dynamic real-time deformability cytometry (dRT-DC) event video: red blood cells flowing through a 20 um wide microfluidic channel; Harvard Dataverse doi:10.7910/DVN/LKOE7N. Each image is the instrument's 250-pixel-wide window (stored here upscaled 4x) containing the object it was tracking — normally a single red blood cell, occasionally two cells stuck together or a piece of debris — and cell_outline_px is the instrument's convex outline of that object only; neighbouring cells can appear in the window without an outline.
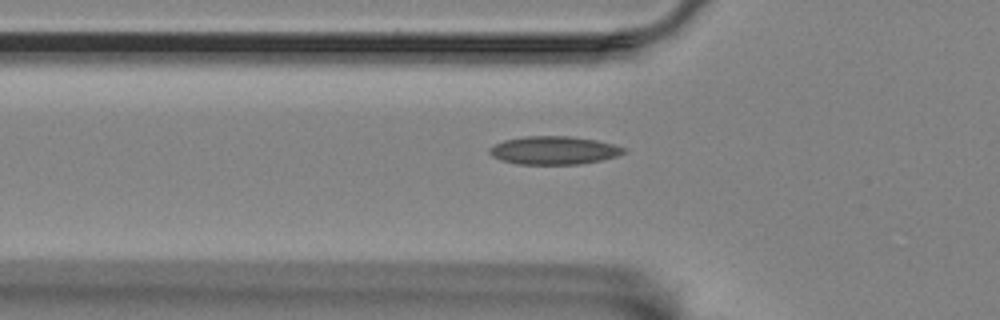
{"species": "Egyptian fruit bat (a non-hibernating species)", "species_latin": "Rousettus aegyptiacus", "temperature_condition": "room temperature", "stored_images_in_passage": 40, "camera_frame_rate_fps": 3000, "um_per_image_px": 0.085, "animal": {"sex": "female"}, "frame": {"image": 1, "passage_image": 2, "time_ms": 0.333, "image_size_px": [1000, 320], "cell_outline_px": [[628, 152], [616, 156], [600, 160], [580, 164], [516, 164], [500, 160], [492, 156], [488, 152], [488, 148], [504, 140], [524, 136], [568, 136], [596, 140], [628, 148]], "centroid_in_image_um": [47.08, 12.78], "position_along_channel_um": 78.7, "area_um2": 22.14}}
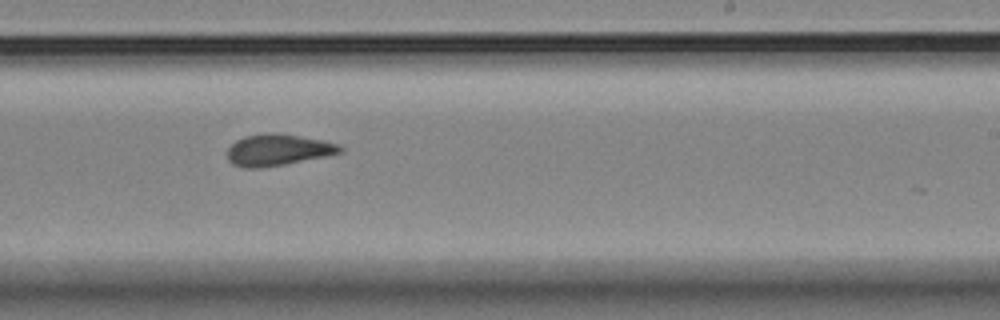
{"frame": {"image": 2, "passage_image": 18, "time_ms": 5.667, "image_size_px": [1000, 320], "cell_outline_px": [[344, 152], [284, 164], [260, 168], [244, 168], [232, 164], [228, 160], [228, 148], [236, 140], [244, 136], [268, 132], [272, 132], [300, 136], [324, 140], [340, 144], [344, 148]], "centroid_in_image_um": [23.63, 12.73], "position_along_channel_um": 265.4, "area_um2": 20.75}}
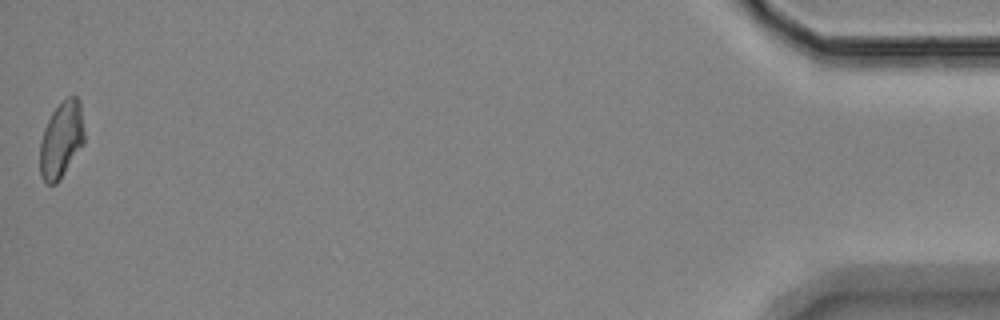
{"frame": {"image": 3, "passage_image": 40, "time_ms": 13.0, "image_size_px": [1000, 320], "cell_outline_px": [[84, 144], [60, 180], [56, 184], [48, 184], [40, 176], [40, 144], [44, 128], [52, 112], [68, 96], [76, 96], [80, 100], [84, 132]], "centroid_in_image_um": [5.22, 11.9], "position_along_channel_um": 430.0, "area_um2": 19.77}, "authors_computed_cell_mechanics": {"area_um2": 20.3745, "velocity_mm_per_s": 3.4809, "shape_relaxation_time_tau1_ms": null, "shape_relaxation_time_tau2_ms": 2.6265, "deformation_change_tau1": null, "deformation_change_tau2": 0.0911}}